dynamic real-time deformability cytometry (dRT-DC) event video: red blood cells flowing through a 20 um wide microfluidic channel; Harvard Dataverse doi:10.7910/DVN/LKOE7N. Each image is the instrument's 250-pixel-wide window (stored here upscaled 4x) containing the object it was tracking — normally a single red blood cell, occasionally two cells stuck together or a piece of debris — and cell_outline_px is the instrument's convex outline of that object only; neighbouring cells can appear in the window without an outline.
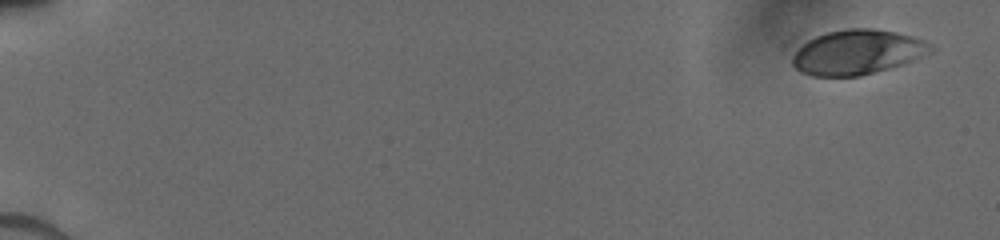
{"species": "human", "species_latin": "Homo sapiens", "temperature_condition": "cold", "stored_images_in_passage": 14, "camera_frame_rate_fps": 3000, "um_per_image_px": 0.085, "donor": {"sex": "male"}, "frame": {"image": 1, "passage_image": 1, "time_ms": 0.0, "image_size_px": [1000, 240], "cell_outline_px": [[936, 48], [932, 52], [904, 64], [860, 76], [812, 76], [800, 72], [792, 64], [792, 56], [808, 40], [816, 36], [828, 32], [848, 28], [872, 28], [896, 32], [912, 36], [924, 40]], "centroid_in_image_um": [72.91, 4.44], "position_along_channel_um": 12.1, "area_um2": 36.01}}
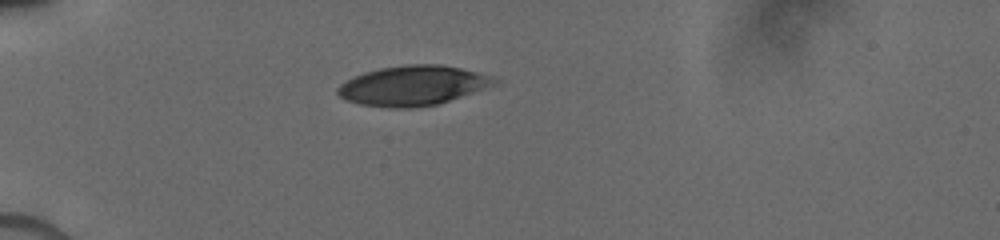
{"frame": {"image": 2, "passage_image": 10, "time_ms": 4.667, "image_size_px": [1000, 240], "cell_outline_px": [[500, 84], [440, 104], [416, 108], [388, 108], [360, 104], [344, 100], [336, 92], [336, 88], [340, 84], [364, 72], [380, 68], [408, 64], [440, 64], [460, 68], [476, 72], [500, 80]], "centroid_in_image_um": [35.12, 7.29], "position_along_channel_um": 49.9, "area_um2": 36.7}}
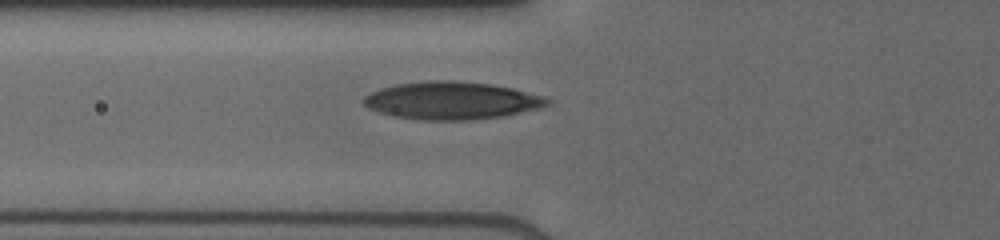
{"frame": {"image": 3, "passage_image": 14, "time_ms": 6.333, "image_size_px": [1000, 240], "cell_outline_px": [[552, 100], [548, 104], [540, 108], [504, 116], [476, 120], [420, 120], [392, 116], [368, 108], [360, 100], [364, 96], [380, 88], [396, 84], [428, 80], [452, 80], [492, 84], [512, 88], [544, 96]], "centroid_in_image_um": [38.38, 8.55], "position_along_channel_um": 87.4, "area_um2": 40.63}}